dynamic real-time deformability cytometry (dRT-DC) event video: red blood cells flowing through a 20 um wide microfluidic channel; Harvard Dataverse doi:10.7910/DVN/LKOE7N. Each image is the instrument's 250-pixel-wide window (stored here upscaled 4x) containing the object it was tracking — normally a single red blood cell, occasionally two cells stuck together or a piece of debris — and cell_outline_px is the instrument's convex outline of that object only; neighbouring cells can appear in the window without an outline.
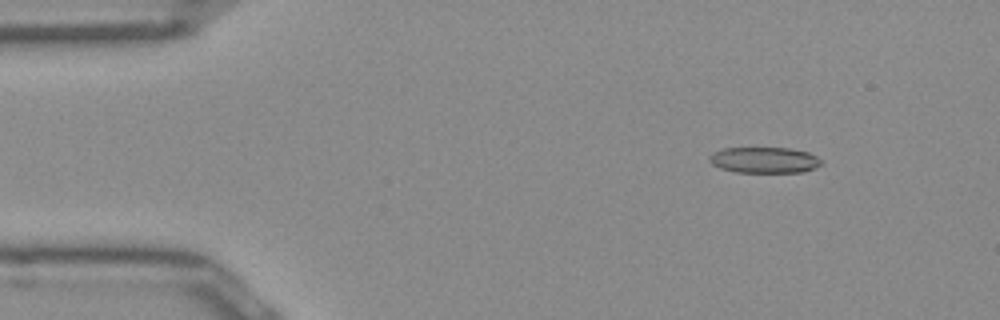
{"species": "Egyptian fruit bat (a non-hibernating species)", "species_latin": "Rousettus aegyptiacus", "temperature_condition": "room temperature", "stored_images_in_passage": 47, "camera_frame_rate_fps": 3000, "um_per_image_px": 0.085, "frame": {"image": 1, "passage_image": 2, "time_ms": 0.333, "image_size_px": [1000, 320], "cell_outline_px": [[824, 164], [816, 168], [804, 172], [736, 172], [720, 168], [712, 164], [708, 160], [708, 156], [712, 152], [724, 148], [788, 148], [808, 152], [816, 156]], "centroid_in_image_um": [64.96, 13.61], "position_along_channel_um": 20.0, "area_um2": 17.05}}
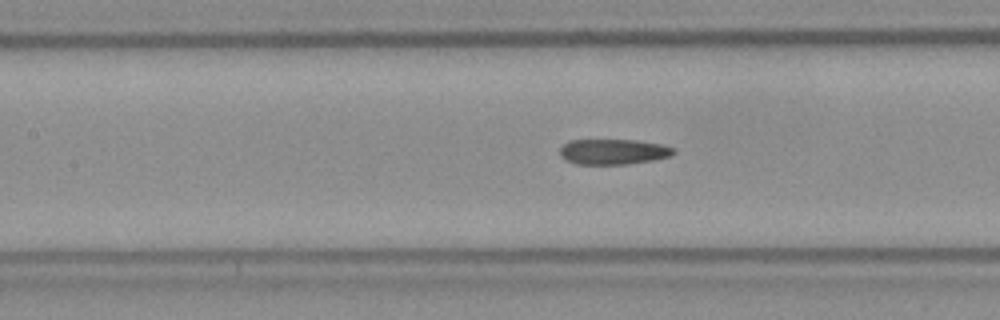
{"frame": {"image": 2, "passage_image": 18, "time_ms": 5.667, "image_size_px": [1000, 320], "cell_outline_px": [[676, 152], [672, 156], [656, 160], [628, 164], [576, 164], [564, 160], [560, 156], [560, 148], [568, 140], [636, 140], [664, 144], [676, 148]], "centroid_in_image_um": [52.18, 12.9], "position_along_channel_um": 155.2, "area_um2": 17.22}}
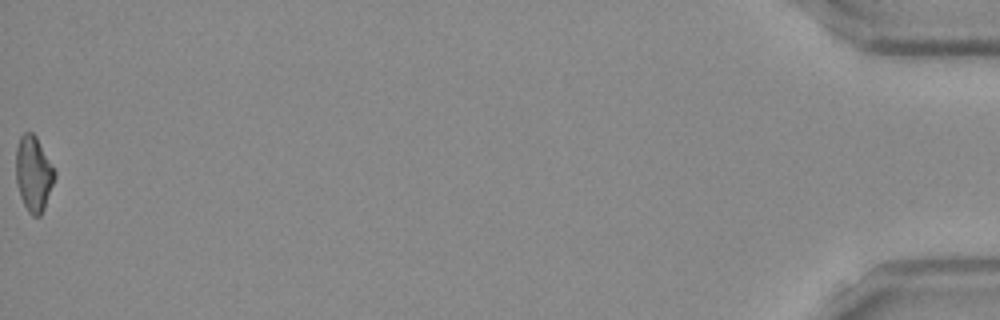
{"frame": {"image": 3, "passage_image": 47, "time_ms": 15.333, "image_size_px": [1000, 320], "cell_outline_px": [[56, 176], [44, 208], [40, 216], [32, 216], [28, 212], [20, 196], [16, 180], [16, 148], [20, 136], [24, 132], [32, 132], [36, 136], [56, 172]], "centroid_in_image_um": [2.84, 14.76], "position_along_channel_um": 432.4, "area_um2": 16.94}, "authors_computed_cell_mechanics": {"area_um2": 17.5712, "velocity_mm_per_s": 3.9751, "shape_relaxation_time_tau1_ms": null, "shape_relaxation_time_tau2_ms": 3.826, "deformation_change_tau1": null, "deformation_change_tau2": 0.1409}}